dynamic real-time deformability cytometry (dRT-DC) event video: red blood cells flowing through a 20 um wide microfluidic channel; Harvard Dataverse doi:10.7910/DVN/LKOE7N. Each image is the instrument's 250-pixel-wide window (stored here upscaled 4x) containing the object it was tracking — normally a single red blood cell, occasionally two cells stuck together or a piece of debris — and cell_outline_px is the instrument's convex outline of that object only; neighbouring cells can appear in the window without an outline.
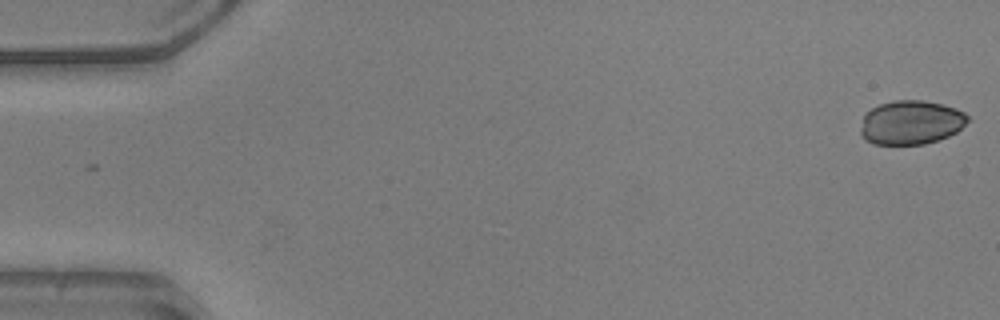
{"species": "common noctule bat (a hibernating species)", "species_latin": "Nyctalus noctula", "temperature_condition": "warm", "stored_images_in_passage": 51, "camera_frame_rate_fps": 3000, "um_per_image_px": 0.085, "animal": {"sex": "male", "body_mass_g": 20.5, "forearm_length_mm": 52.5}, "frame": {"image": 1, "passage_image": 1, "time_ms": 0.0, "image_size_px": [1000, 320], "cell_outline_px": [[968, 120], [956, 132], [948, 136], [924, 144], [872, 144], [864, 140], [860, 136], [860, 128], [864, 116], [872, 108], [880, 104], [896, 100], [924, 100], [944, 104], [956, 108], [964, 112], [968, 116]], "centroid_in_image_um": [77.41, 10.41], "position_along_channel_um": 7.6, "area_um2": 27.51}}
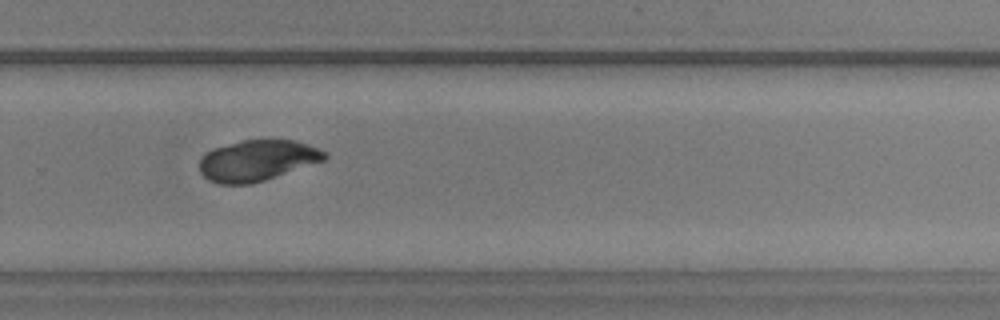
{"frame": {"image": 2, "passage_image": 35, "time_ms": 11.333, "image_size_px": [1000, 320], "cell_outline_px": [[328, 156], [324, 160], [252, 184], [220, 184], [208, 180], [200, 172], [200, 160], [212, 148], [240, 140], [296, 140], [308, 144], [328, 152]], "centroid_in_image_um": [21.87, 13.63], "position_along_channel_um": 307.9, "area_um2": 29.71}}
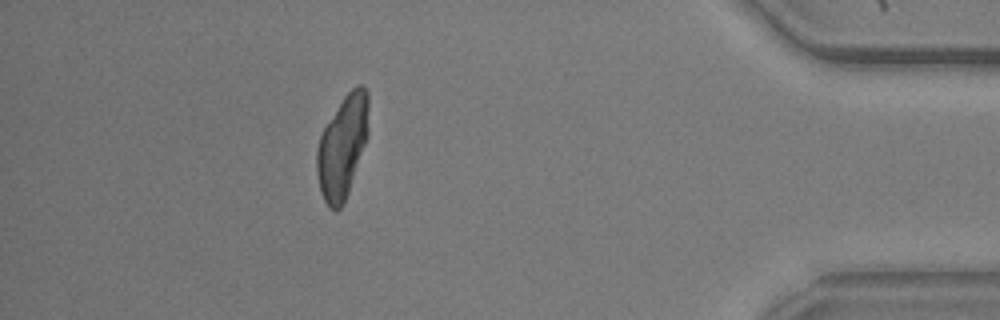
{"frame": {"image": 3, "passage_image": 46, "time_ms": 15.0, "image_size_px": [1000, 320], "cell_outline_px": [[368, 136], [348, 192], [340, 208], [336, 212], [328, 208], [320, 192], [316, 172], [316, 148], [320, 136], [324, 128], [344, 96], [356, 84], [364, 84], [368, 92]], "centroid_in_image_um": [29.1, 12.46], "position_along_channel_um": 406.1, "area_um2": 30.98}}